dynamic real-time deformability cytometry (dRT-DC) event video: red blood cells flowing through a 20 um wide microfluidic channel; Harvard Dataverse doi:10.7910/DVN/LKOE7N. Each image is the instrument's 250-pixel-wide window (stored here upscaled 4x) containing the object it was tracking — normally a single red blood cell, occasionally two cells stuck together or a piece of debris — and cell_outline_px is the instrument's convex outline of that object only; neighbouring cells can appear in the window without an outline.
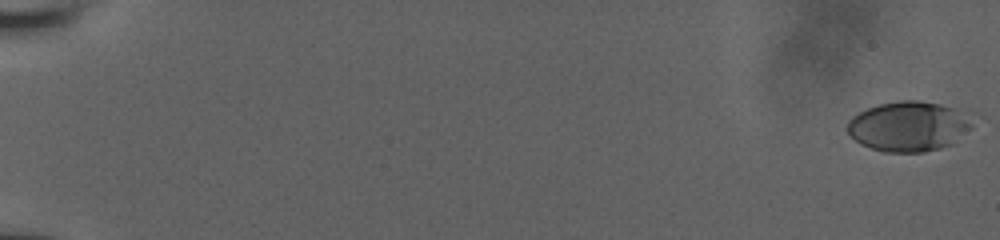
{"species": "human", "species_latin": "Homo sapiens", "temperature_condition": "room temperature", "stored_images_in_passage": 39, "camera_frame_rate_fps": 3000, "um_per_image_px": 0.085, "donor": {"sex": "male"}, "frame": {"image": 1, "passage_image": 1, "time_ms": 0.0, "image_size_px": [1000, 240], "cell_outline_px": [[976, 120], [972, 128], [952, 144], [940, 148], [924, 152], [884, 152], [860, 144], [848, 132], [848, 120], [852, 116], [868, 108], [880, 104], [900, 100], [916, 100], [940, 104], [952, 108]], "centroid_in_image_um": [77.25, 10.74], "position_along_channel_um": 7.7, "area_um2": 36.3}}
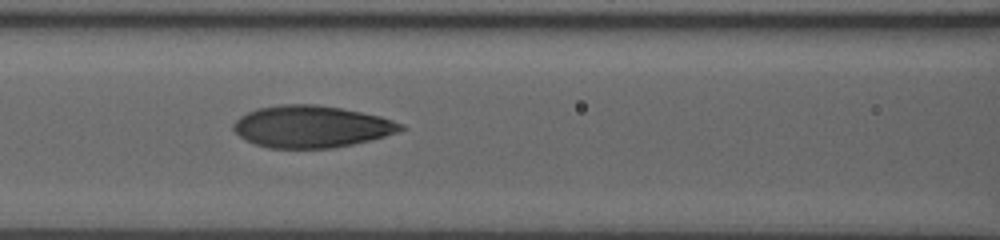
{"frame": {"image": 2, "passage_image": 33, "time_ms": 9.0, "image_size_px": [1000, 240], "cell_outline_px": [[404, 128], [396, 132], [384, 136], [352, 144], [332, 148], [268, 148], [256, 144], [240, 136], [232, 128], [232, 124], [240, 116], [256, 108], [280, 104], [316, 104], [340, 108], [380, 116], [404, 124]], "centroid_in_image_um": [26.44, 10.75], "position_along_channel_um": 140.2, "area_um2": 40.63}}
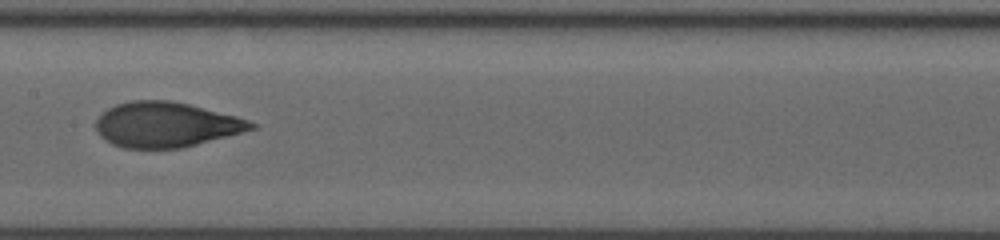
{"frame": {"image": 3, "passage_image": 38, "time_ms": 10.333, "image_size_px": [1000, 240], "cell_outline_px": [[256, 128], [228, 136], [180, 148], [124, 148], [112, 144], [100, 136], [96, 128], [96, 120], [108, 108], [116, 104], [132, 100], [172, 100], [236, 116], [248, 120], [256, 124]], "centroid_in_image_um": [14.09, 10.59], "position_along_channel_um": 193.3, "area_um2": 40.52}}